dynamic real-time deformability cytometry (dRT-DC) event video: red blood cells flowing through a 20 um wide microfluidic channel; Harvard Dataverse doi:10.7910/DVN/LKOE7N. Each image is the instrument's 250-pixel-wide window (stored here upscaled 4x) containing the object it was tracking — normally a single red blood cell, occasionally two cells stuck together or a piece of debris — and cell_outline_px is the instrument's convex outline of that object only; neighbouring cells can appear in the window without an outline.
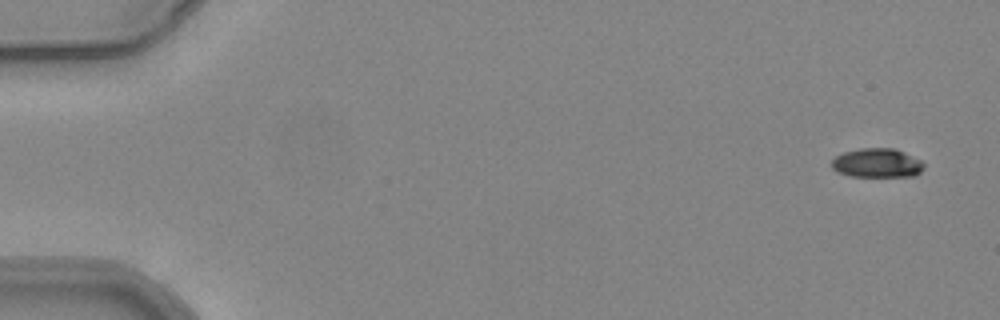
{"species": "common noctule bat (a hibernating species)", "species_latin": "Nyctalus noctula", "temperature_condition": "warm", "stored_images_in_passage": 52, "camera_frame_rate_fps": 3000, "um_per_image_px": 0.085, "animal": {"sex": "female", "body_mass_g": 24.6, "forearm_length_mm": 56.2}, "frame": {"image": 1, "passage_image": 1, "time_ms": 0.0, "image_size_px": [1000, 320], "cell_outline_px": [[924, 168], [916, 176], [852, 176], [836, 172], [832, 168], [832, 160], [836, 156], [844, 152], [860, 148], [896, 148], [920, 160], [924, 164]], "centroid_in_image_um": [74.55, 13.85], "position_along_channel_um": 10.4, "area_um2": 15.66}}
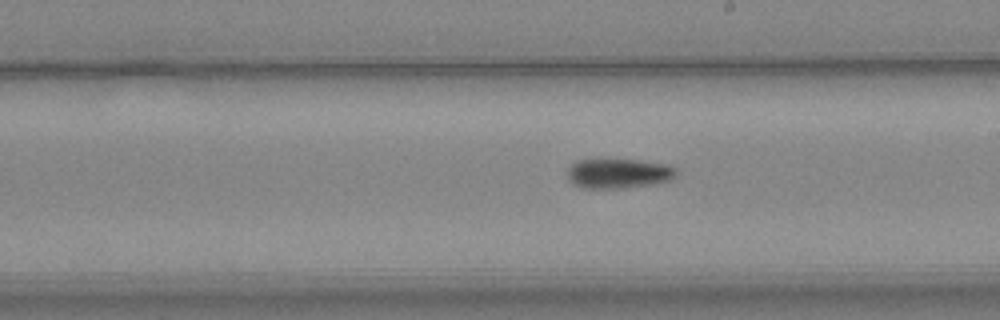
{"frame": {"image": 2, "passage_image": 30, "time_ms": 9.667, "image_size_px": [1000, 320], "cell_outline_px": [[676, 176], [672, 180], [656, 184], [624, 188], [584, 188], [572, 184], [568, 180], [568, 168], [576, 160], [636, 160], [672, 164], [676, 168]], "centroid_in_image_um": [52.62, 14.75], "position_along_channel_um": 236.4, "area_um2": 19.13}}
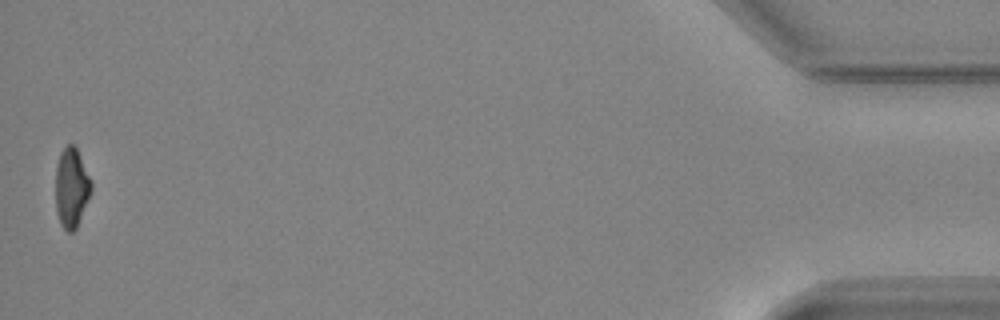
{"frame": {"image": 3, "passage_image": 52, "time_ms": 17.0, "image_size_px": [1000, 320], "cell_outline_px": [[92, 192], [76, 228], [72, 232], [68, 232], [60, 224], [56, 212], [56, 164], [60, 152], [68, 144], [72, 144], [76, 148], [92, 180]], "centroid_in_image_um": [6.08, 15.96], "position_along_channel_um": 429.1, "area_um2": 16.65}, "authors_computed_cell_mechanics": {"area_um2": 18.1492, "velocity_mm_per_s": 3.8841, "shape_relaxation_time_tau1_ms": 8.8117, "shape_relaxation_time_tau2_ms": null, "deformation_change_tau1": 0.2292, "deformation_change_tau2": null}}